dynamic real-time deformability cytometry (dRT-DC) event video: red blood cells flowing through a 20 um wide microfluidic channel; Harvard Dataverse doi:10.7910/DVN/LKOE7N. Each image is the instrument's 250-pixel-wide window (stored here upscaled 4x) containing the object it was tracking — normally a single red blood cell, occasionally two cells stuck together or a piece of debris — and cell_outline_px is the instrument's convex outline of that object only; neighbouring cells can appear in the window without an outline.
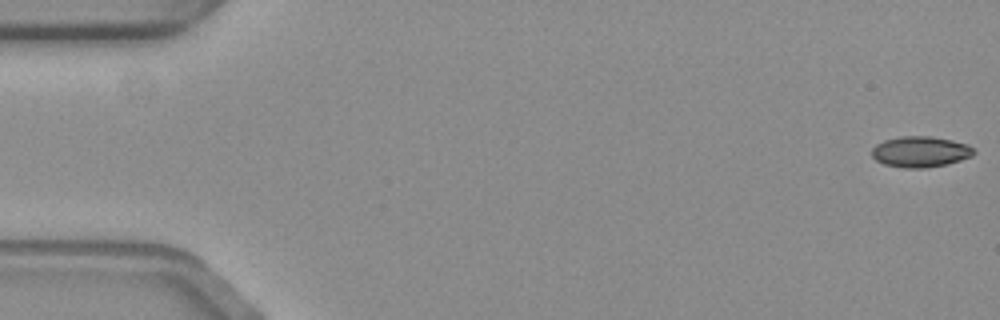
{"species": "common noctule bat (a hibernating species)", "species_latin": "Nyctalus noctula", "temperature_condition": "warm", "stored_images_in_passage": 58, "camera_frame_rate_fps": 3000, "um_per_image_px": 0.085, "animal": {"sex": "female", "body_mass_g": 19.3, "forearm_length_mm": 54.1}, "frame": {"image": 1, "passage_image": 1, "time_ms": 0.0, "image_size_px": [1000, 320], "cell_outline_px": [[976, 152], [972, 156], [944, 164], [924, 168], [904, 168], [884, 164], [876, 160], [872, 156], [872, 148], [876, 144], [884, 140], [900, 136], [928, 136], [952, 140], [968, 144]], "centroid_in_image_um": [78.21, 12.89], "position_along_channel_um": 6.8, "area_um2": 18.21}}
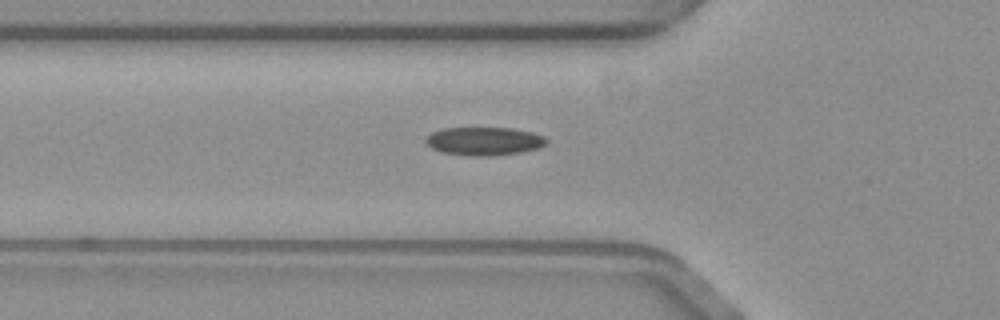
{"frame": {"image": 2, "passage_image": 20, "time_ms": 6.333, "image_size_px": [1000, 320], "cell_outline_px": [[548, 140], [540, 148], [520, 152], [492, 156], [476, 156], [444, 152], [432, 148], [424, 140], [432, 132], [444, 128], [512, 128], [532, 132], [544, 136]], "centroid_in_image_um": [41.18, 11.99], "position_along_channel_um": 84.6, "area_um2": 19.71}}
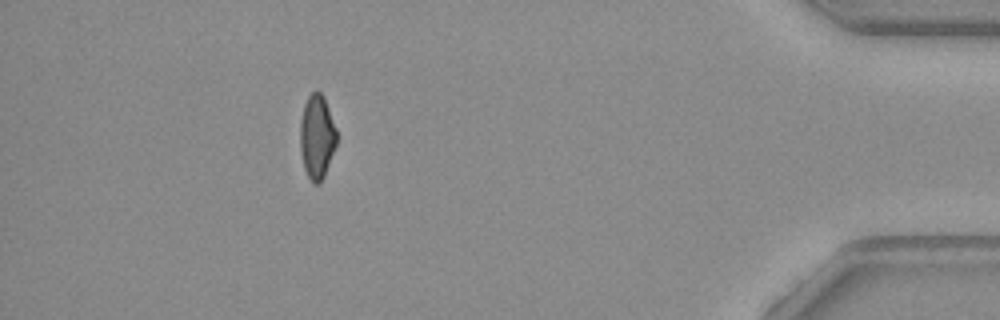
{"frame": {"image": 3, "passage_image": 52, "time_ms": 17.0, "image_size_px": [1000, 320], "cell_outline_px": [[336, 144], [324, 176], [320, 184], [312, 184], [304, 168], [300, 152], [300, 124], [304, 104], [308, 96], [316, 88], [324, 96], [336, 128]], "centroid_in_image_um": [26.93, 11.62], "position_along_channel_um": 408.3, "area_um2": 17.98}, "authors_computed_cell_mechanics": {"area_um2": 18.8428, "velocity_mm_per_s": 3.5796, "shape_relaxation_time_tau1_ms": 9.2473, "shape_relaxation_time_tau2_ms": 2.4788, "deformation_change_tau1": 0.1974, "deformation_change_tau2": 0.0851}}